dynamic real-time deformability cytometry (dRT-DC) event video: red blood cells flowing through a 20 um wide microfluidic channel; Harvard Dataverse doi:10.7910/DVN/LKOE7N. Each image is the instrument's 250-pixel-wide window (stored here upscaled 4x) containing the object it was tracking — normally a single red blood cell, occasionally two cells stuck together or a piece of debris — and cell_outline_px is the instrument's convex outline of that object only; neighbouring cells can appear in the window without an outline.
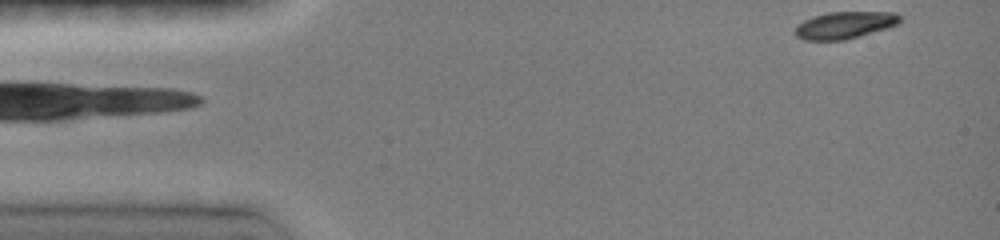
{"species": "common noctule bat (a hibernating species)", "species_latin": "Nyctalus noctula", "temperature_condition": "room temperature", "stored_images_in_passage": 1, "camera_frame_rate_fps": 3000, "um_per_image_px": 0.085, "animal": {"sex": "female", "body_mass_g": 19.0, "forearm_length_mm": 51.5}, "frame": {"image": 1, "passage_image": 1, "time_ms": 0.0, "image_size_px": [1000, 240], "cell_outline_px": [[900, 24], [888, 28], [844, 40], [804, 40], [796, 36], [796, 28], [804, 20], [812, 16], [828, 12], [892, 12], [900, 16]], "centroid_in_image_um": [71.82, 2.13], "position_along_channel_um": 13.2, "area_um2": 16.42}}